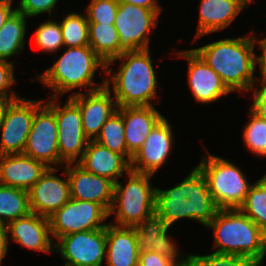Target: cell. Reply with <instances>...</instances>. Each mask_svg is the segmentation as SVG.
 I'll return each mask as SVG.
<instances>
[{"instance_id": "cell-1", "label": "cell", "mask_w": 266, "mask_h": 266, "mask_svg": "<svg viewBox=\"0 0 266 266\" xmlns=\"http://www.w3.org/2000/svg\"><path fill=\"white\" fill-rule=\"evenodd\" d=\"M149 49L124 51L106 63L105 74L109 77L105 78V87L113 91L117 107L154 106L151 100L158 95V76ZM116 60L122 63H119L118 72L112 74L109 67Z\"/></svg>"}, {"instance_id": "cell-2", "label": "cell", "mask_w": 266, "mask_h": 266, "mask_svg": "<svg viewBox=\"0 0 266 266\" xmlns=\"http://www.w3.org/2000/svg\"><path fill=\"white\" fill-rule=\"evenodd\" d=\"M218 210L207 180L197 166L179 185L167 190H155V212L170 227L183 218L197 220L206 227Z\"/></svg>"}, {"instance_id": "cell-3", "label": "cell", "mask_w": 266, "mask_h": 266, "mask_svg": "<svg viewBox=\"0 0 266 266\" xmlns=\"http://www.w3.org/2000/svg\"><path fill=\"white\" fill-rule=\"evenodd\" d=\"M254 36L226 38L193 50L221 77L231 91H250L254 86L256 55Z\"/></svg>"}, {"instance_id": "cell-4", "label": "cell", "mask_w": 266, "mask_h": 266, "mask_svg": "<svg viewBox=\"0 0 266 266\" xmlns=\"http://www.w3.org/2000/svg\"><path fill=\"white\" fill-rule=\"evenodd\" d=\"M64 53L43 74H37L36 79L56 93L50 97H61L74 89L88 88V92L105 87V78L101 84L94 83L95 73L99 68L102 72L106 63L96 54L90 46L64 47ZM91 87V88H90Z\"/></svg>"}, {"instance_id": "cell-5", "label": "cell", "mask_w": 266, "mask_h": 266, "mask_svg": "<svg viewBox=\"0 0 266 266\" xmlns=\"http://www.w3.org/2000/svg\"><path fill=\"white\" fill-rule=\"evenodd\" d=\"M206 227L213 229L214 252L264 261L266 234L240 209H219Z\"/></svg>"}, {"instance_id": "cell-6", "label": "cell", "mask_w": 266, "mask_h": 266, "mask_svg": "<svg viewBox=\"0 0 266 266\" xmlns=\"http://www.w3.org/2000/svg\"><path fill=\"white\" fill-rule=\"evenodd\" d=\"M127 184L118 180L114 186L113 202L108 216L115 214L116 223L121 227H135L155 212V190L151 185L152 174L129 170ZM120 182V183H119Z\"/></svg>"}, {"instance_id": "cell-7", "label": "cell", "mask_w": 266, "mask_h": 266, "mask_svg": "<svg viewBox=\"0 0 266 266\" xmlns=\"http://www.w3.org/2000/svg\"><path fill=\"white\" fill-rule=\"evenodd\" d=\"M197 167L207 180L211 197L219 209H239L251 187L246 175L224 158L202 155Z\"/></svg>"}, {"instance_id": "cell-8", "label": "cell", "mask_w": 266, "mask_h": 266, "mask_svg": "<svg viewBox=\"0 0 266 266\" xmlns=\"http://www.w3.org/2000/svg\"><path fill=\"white\" fill-rule=\"evenodd\" d=\"M50 98L44 103L56 116L60 165L64 167L63 162L77 163L82 158L89 139L83 131L79 106L69 96L63 107L61 103L56 102V97Z\"/></svg>"}, {"instance_id": "cell-9", "label": "cell", "mask_w": 266, "mask_h": 266, "mask_svg": "<svg viewBox=\"0 0 266 266\" xmlns=\"http://www.w3.org/2000/svg\"><path fill=\"white\" fill-rule=\"evenodd\" d=\"M161 10L118 3L114 26L120 38V55L124 51L149 48L148 35L156 28Z\"/></svg>"}, {"instance_id": "cell-10", "label": "cell", "mask_w": 266, "mask_h": 266, "mask_svg": "<svg viewBox=\"0 0 266 266\" xmlns=\"http://www.w3.org/2000/svg\"><path fill=\"white\" fill-rule=\"evenodd\" d=\"M108 212L98 203L70 199L48 217L50 233L58 239L67 234L105 228Z\"/></svg>"}, {"instance_id": "cell-11", "label": "cell", "mask_w": 266, "mask_h": 266, "mask_svg": "<svg viewBox=\"0 0 266 266\" xmlns=\"http://www.w3.org/2000/svg\"><path fill=\"white\" fill-rule=\"evenodd\" d=\"M54 242L67 266H102L106 259V227L67 234Z\"/></svg>"}, {"instance_id": "cell-12", "label": "cell", "mask_w": 266, "mask_h": 266, "mask_svg": "<svg viewBox=\"0 0 266 266\" xmlns=\"http://www.w3.org/2000/svg\"><path fill=\"white\" fill-rule=\"evenodd\" d=\"M58 127L55 113L43 103L36 111L23 154L43 162L60 165L58 149ZM50 164V165H49Z\"/></svg>"}, {"instance_id": "cell-13", "label": "cell", "mask_w": 266, "mask_h": 266, "mask_svg": "<svg viewBox=\"0 0 266 266\" xmlns=\"http://www.w3.org/2000/svg\"><path fill=\"white\" fill-rule=\"evenodd\" d=\"M43 103V100H27L21 97L11 103L0 125V155L23 154L35 111Z\"/></svg>"}, {"instance_id": "cell-14", "label": "cell", "mask_w": 266, "mask_h": 266, "mask_svg": "<svg viewBox=\"0 0 266 266\" xmlns=\"http://www.w3.org/2000/svg\"><path fill=\"white\" fill-rule=\"evenodd\" d=\"M173 130L168 119L163 117L151 130L145 142L130 162V169L146 174H154L167 161L173 145Z\"/></svg>"}, {"instance_id": "cell-15", "label": "cell", "mask_w": 266, "mask_h": 266, "mask_svg": "<svg viewBox=\"0 0 266 266\" xmlns=\"http://www.w3.org/2000/svg\"><path fill=\"white\" fill-rule=\"evenodd\" d=\"M175 54L188 62V86L196 102L213 103L231 93L221 77L193 49Z\"/></svg>"}, {"instance_id": "cell-16", "label": "cell", "mask_w": 266, "mask_h": 266, "mask_svg": "<svg viewBox=\"0 0 266 266\" xmlns=\"http://www.w3.org/2000/svg\"><path fill=\"white\" fill-rule=\"evenodd\" d=\"M58 170L57 167L48 168L28 190L31 212L49 217L71 199L67 171L64 169L67 177L63 180L54 174Z\"/></svg>"}, {"instance_id": "cell-17", "label": "cell", "mask_w": 266, "mask_h": 266, "mask_svg": "<svg viewBox=\"0 0 266 266\" xmlns=\"http://www.w3.org/2000/svg\"><path fill=\"white\" fill-rule=\"evenodd\" d=\"M81 111L83 131L89 140H95L108 118L117 111L111 91L103 87L92 92H76L69 96Z\"/></svg>"}, {"instance_id": "cell-18", "label": "cell", "mask_w": 266, "mask_h": 266, "mask_svg": "<svg viewBox=\"0 0 266 266\" xmlns=\"http://www.w3.org/2000/svg\"><path fill=\"white\" fill-rule=\"evenodd\" d=\"M63 168L67 171L72 199L98 203L109 212L113 202V181L87 172L77 163L65 164Z\"/></svg>"}, {"instance_id": "cell-19", "label": "cell", "mask_w": 266, "mask_h": 266, "mask_svg": "<svg viewBox=\"0 0 266 266\" xmlns=\"http://www.w3.org/2000/svg\"><path fill=\"white\" fill-rule=\"evenodd\" d=\"M134 228L139 252L155 251L174 260L179 266L182 265L183 258L180 256V251L167 234L170 226L160 215L154 212Z\"/></svg>"}, {"instance_id": "cell-20", "label": "cell", "mask_w": 266, "mask_h": 266, "mask_svg": "<svg viewBox=\"0 0 266 266\" xmlns=\"http://www.w3.org/2000/svg\"><path fill=\"white\" fill-rule=\"evenodd\" d=\"M13 241L29 250L51 253L54 241L51 240L50 224L48 217L30 212L7 225Z\"/></svg>"}, {"instance_id": "cell-21", "label": "cell", "mask_w": 266, "mask_h": 266, "mask_svg": "<svg viewBox=\"0 0 266 266\" xmlns=\"http://www.w3.org/2000/svg\"><path fill=\"white\" fill-rule=\"evenodd\" d=\"M77 164L87 172L105 177L114 183L130 170V162L122 154L109 150L95 140H89Z\"/></svg>"}, {"instance_id": "cell-22", "label": "cell", "mask_w": 266, "mask_h": 266, "mask_svg": "<svg viewBox=\"0 0 266 266\" xmlns=\"http://www.w3.org/2000/svg\"><path fill=\"white\" fill-rule=\"evenodd\" d=\"M48 167L24 154L0 155V184L29 190Z\"/></svg>"}, {"instance_id": "cell-23", "label": "cell", "mask_w": 266, "mask_h": 266, "mask_svg": "<svg viewBox=\"0 0 266 266\" xmlns=\"http://www.w3.org/2000/svg\"><path fill=\"white\" fill-rule=\"evenodd\" d=\"M117 111L123 117L127 151L133 157L164 115L154 106L118 107Z\"/></svg>"}, {"instance_id": "cell-24", "label": "cell", "mask_w": 266, "mask_h": 266, "mask_svg": "<svg viewBox=\"0 0 266 266\" xmlns=\"http://www.w3.org/2000/svg\"><path fill=\"white\" fill-rule=\"evenodd\" d=\"M248 8L246 0H201L195 40L228 27Z\"/></svg>"}, {"instance_id": "cell-25", "label": "cell", "mask_w": 266, "mask_h": 266, "mask_svg": "<svg viewBox=\"0 0 266 266\" xmlns=\"http://www.w3.org/2000/svg\"><path fill=\"white\" fill-rule=\"evenodd\" d=\"M105 261L107 266H139V249L134 227L107 224Z\"/></svg>"}, {"instance_id": "cell-26", "label": "cell", "mask_w": 266, "mask_h": 266, "mask_svg": "<svg viewBox=\"0 0 266 266\" xmlns=\"http://www.w3.org/2000/svg\"><path fill=\"white\" fill-rule=\"evenodd\" d=\"M26 16L14 11L0 29V60L19 55L24 49L26 35Z\"/></svg>"}, {"instance_id": "cell-27", "label": "cell", "mask_w": 266, "mask_h": 266, "mask_svg": "<svg viewBox=\"0 0 266 266\" xmlns=\"http://www.w3.org/2000/svg\"><path fill=\"white\" fill-rule=\"evenodd\" d=\"M89 46L105 62L120 56V38L114 24L89 23Z\"/></svg>"}, {"instance_id": "cell-28", "label": "cell", "mask_w": 266, "mask_h": 266, "mask_svg": "<svg viewBox=\"0 0 266 266\" xmlns=\"http://www.w3.org/2000/svg\"><path fill=\"white\" fill-rule=\"evenodd\" d=\"M28 190L0 184V223L7 225L30 213Z\"/></svg>"}, {"instance_id": "cell-29", "label": "cell", "mask_w": 266, "mask_h": 266, "mask_svg": "<svg viewBox=\"0 0 266 266\" xmlns=\"http://www.w3.org/2000/svg\"><path fill=\"white\" fill-rule=\"evenodd\" d=\"M95 141L111 151L122 154L131 162L132 156L128 153L126 146L123 117L118 111H115L108 118L102 126L100 134L95 138Z\"/></svg>"}, {"instance_id": "cell-30", "label": "cell", "mask_w": 266, "mask_h": 266, "mask_svg": "<svg viewBox=\"0 0 266 266\" xmlns=\"http://www.w3.org/2000/svg\"><path fill=\"white\" fill-rule=\"evenodd\" d=\"M239 209L266 234V174L251 185Z\"/></svg>"}, {"instance_id": "cell-31", "label": "cell", "mask_w": 266, "mask_h": 266, "mask_svg": "<svg viewBox=\"0 0 266 266\" xmlns=\"http://www.w3.org/2000/svg\"><path fill=\"white\" fill-rule=\"evenodd\" d=\"M64 47L89 46V22L86 14L68 13L60 22Z\"/></svg>"}, {"instance_id": "cell-32", "label": "cell", "mask_w": 266, "mask_h": 266, "mask_svg": "<svg viewBox=\"0 0 266 266\" xmlns=\"http://www.w3.org/2000/svg\"><path fill=\"white\" fill-rule=\"evenodd\" d=\"M250 120L243 129V142L254 155L266 156V121L260 119L251 110Z\"/></svg>"}, {"instance_id": "cell-33", "label": "cell", "mask_w": 266, "mask_h": 266, "mask_svg": "<svg viewBox=\"0 0 266 266\" xmlns=\"http://www.w3.org/2000/svg\"><path fill=\"white\" fill-rule=\"evenodd\" d=\"M253 263L250 257L212 252L204 256L188 254L181 266H251Z\"/></svg>"}, {"instance_id": "cell-34", "label": "cell", "mask_w": 266, "mask_h": 266, "mask_svg": "<svg viewBox=\"0 0 266 266\" xmlns=\"http://www.w3.org/2000/svg\"><path fill=\"white\" fill-rule=\"evenodd\" d=\"M37 48L42 52L53 53L64 48L60 23L56 20H48L41 23L34 34Z\"/></svg>"}, {"instance_id": "cell-35", "label": "cell", "mask_w": 266, "mask_h": 266, "mask_svg": "<svg viewBox=\"0 0 266 266\" xmlns=\"http://www.w3.org/2000/svg\"><path fill=\"white\" fill-rule=\"evenodd\" d=\"M118 3L117 0H91L85 10L88 22L114 24Z\"/></svg>"}, {"instance_id": "cell-36", "label": "cell", "mask_w": 266, "mask_h": 266, "mask_svg": "<svg viewBox=\"0 0 266 266\" xmlns=\"http://www.w3.org/2000/svg\"><path fill=\"white\" fill-rule=\"evenodd\" d=\"M57 2L58 0H20L15 9L26 17H34L42 13H49L51 17Z\"/></svg>"}, {"instance_id": "cell-37", "label": "cell", "mask_w": 266, "mask_h": 266, "mask_svg": "<svg viewBox=\"0 0 266 266\" xmlns=\"http://www.w3.org/2000/svg\"><path fill=\"white\" fill-rule=\"evenodd\" d=\"M16 61L10 62L6 60H0V96L2 97H20L17 95L15 91H11L9 94V90L14 83H16V79L14 78V66Z\"/></svg>"}, {"instance_id": "cell-38", "label": "cell", "mask_w": 266, "mask_h": 266, "mask_svg": "<svg viewBox=\"0 0 266 266\" xmlns=\"http://www.w3.org/2000/svg\"><path fill=\"white\" fill-rule=\"evenodd\" d=\"M261 88L252 87L253 89V105L251 111L260 119L266 121V81L257 80Z\"/></svg>"}, {"instance_id": "cell-39", "label": "cell", "mask_w": 266, "mask_h": 266, "mask_svg": "<svg viewBox=\"0 0 266 266\" xmlns=\"http://www.w3.org/2000/svg\"><path fill=\"white\" fill-rule=\"evenodd\" d=\"M139 266H179L174 260L158 252H139Z\"/></svg>"}, {"instance_id": "cell-40", "label": "cell", "mask_w": 266, "mask_h": 266, "mask_svg": "<svg viewBox=\"0 0 266 266\" xmlns=\"http://www.w3.org/2000/svg\"><path fill=\"white\" fill-rule=\"evenodd\" d=\"M254 36V41L255 43H258L259 48L262 50V54L260 55H256V64H258V66H260V72L262 74V77H256L258 79L257 80H261V81H266V37L265 38H261V39H257V37Z\"/></svg>"}, {"instance_id": "cell-41", "label": "cell", "mask_w": 266, "mask_h": 266, "mask_svg": "<svg viewBox=\"0 0 266 266\" xmlns=\"http://www.w3.org/2000/svg\"><path fill=\"white\" fill-rule=\"evenodd\" d=\"M9 236L7 226L0 223V266L3 258L8 252Z\"/></svg>"}, {"instance_id": "cell-42", "label": "cell", "mask_w": 266, "mask_h": 266, "mask_svg": "<svg viewBox=\"0 0 266 266\" xmlns=\"http://www.w3.org/2000/svg\"><path fill=\"white\" fill-rule=\"evenodd\" d=\"M13 0H0V29L7 18L16 10L11 8Z\"/></svg>"}, {"instance_id": "cell-43", "label": "cell", "mask_w": 266, "mask_h": 266, "mask_svg": "<svg viewBox=\"0 0 266 266\" xmlns=\"http://www.w3.org/2000/svg\"><path fill=\"white\" fill-rule=\"evenodd\" d=\"M117 1L121 3H130L148 9H161L157 0H117Z\"/></svg>"}, {"instance_id": "cell-44", "label": "cell", "mask_w": 266, "mask_h": 266, "mask_svg": "<svg viewBox=\"0 0 266 266\" xmlns=\"http://www.w3.org/2000/svg\"><path fill=\"white\" fill-rule=\"evenodd\" d=\"M19 97H2L0 96V125L2 124L6 112L8 108L10 107L11 103L15 100L18 99Z\"/></svg>"}, {"instance_id": "cell-45", "label": "cell", "mask_w": 266, "mask_h": 266, "mask_svg": "<svg viewBox=\"0 0 266 266\" xmlns=\"http://www.w3.org/2000/svg\"><path fill=\"white\" fill-rule=\"evenodd\" d=\"M263 261H254V263L251 265V266H262V263Z\"/></svg>"}, {"instance_id": "cell-46", "label": "cell", "mask_w": 266, "mask_h": 266, "mask_svg": "<svg viewBox=\"0 0 266 266\" xmlns=\"http://www.w3.org/2000/svg\"><path fill=\"white\" fill-rule=\"evenodd\" d=\"M249 4L251 3V2H253L254 0H246Z\"/></svg>"}]
</instances>
